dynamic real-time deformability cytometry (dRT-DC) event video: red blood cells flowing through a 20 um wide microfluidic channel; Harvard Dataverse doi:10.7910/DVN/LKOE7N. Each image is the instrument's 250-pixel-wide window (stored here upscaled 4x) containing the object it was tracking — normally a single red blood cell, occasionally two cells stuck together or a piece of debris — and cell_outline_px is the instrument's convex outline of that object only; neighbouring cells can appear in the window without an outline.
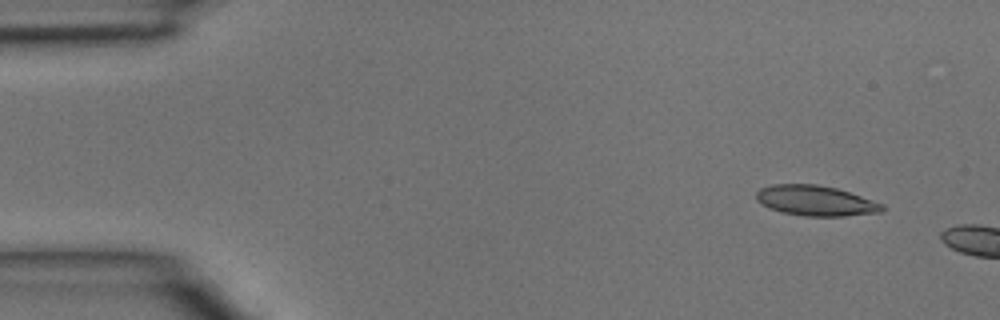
{"species": "common noctule bat (a hibernating species)", "species_latin": "Nyctalus noctula", "temperature_condition": "room temperature", "stored_images_in_passage": 2, "camera_frame_rate_fps": 3000, "um_per_image_px": 0.085, "animal": {"sex": "male", "body_mass_g": 15.6}, "frame": {"image": 1, "passage_image": 1, "time_ms": 0.0, "image_size_px": [1000, 320], "cell_outline_px": [[884, 208], [880, 212], [844, 216], [804, 216], [780, 212], [768, 208], [760, 204], [756, 200], [756, 192], [760, 188], [772, 184], [816, 184], [836, 188], [884, 204]], "centroid_in_image_um": [69.27, 17.06], "position_along_channel_um": 15.7, "area_um2": 22.25}}